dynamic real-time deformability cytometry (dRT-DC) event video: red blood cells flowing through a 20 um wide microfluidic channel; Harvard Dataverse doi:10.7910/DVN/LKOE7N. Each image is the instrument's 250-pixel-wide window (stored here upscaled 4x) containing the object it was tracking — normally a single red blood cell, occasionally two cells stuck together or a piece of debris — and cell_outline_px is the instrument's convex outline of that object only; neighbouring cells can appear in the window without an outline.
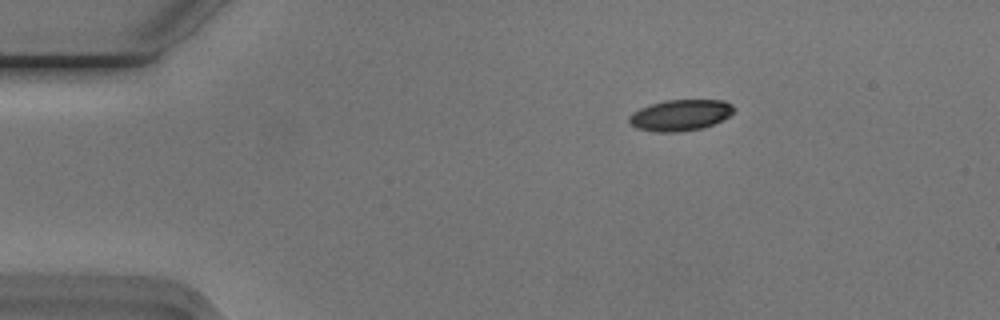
{"species": "Egyptian fruit bat (a non-hibernating species)", "species_latin": "Rousettus aegyptiacus", "temperature_condition": "cold", "stored_images_in_passage": 48, "camera_frame_rate_fps": 3000, "um_per_image_px": 0.085, "animal": {"sex": "male"}, "frame": {"image": 1, "passage_image": 2, "time_ms": 0.333, "image_size_px": [1000, 320], "cell_outline_px": [[736, 108], [728, 116], [704, 128], [680, 132], [656, 132], [636, 128], [628, 120], [628, 116], [632, 112], [640, 108], [664, 100], [724, 100], [732, 104]], "centroid_in_image_um": [57.82, 9.79], "position_along_channel_um": 27.2, "area_um2": 19.02}}
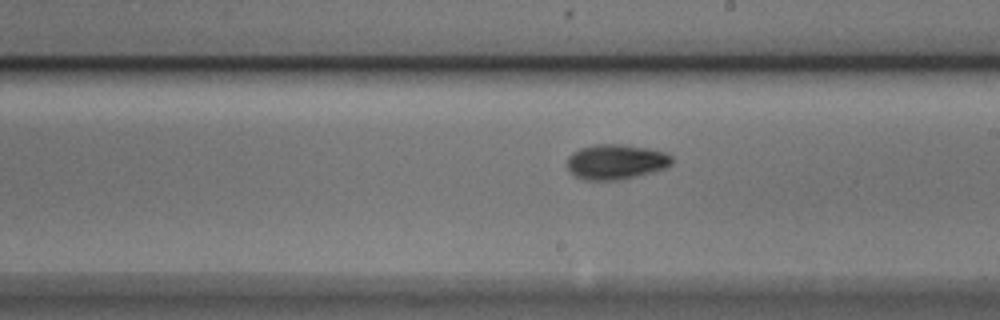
{"frame": {"image": 2, "passage_image": 24, "time_ms": 7.667, "image_size_px": [1000, 320], "cell_outline_px": [[672, 164], [664, 168], [652, 172], [620, 180], [584, 180], [576, 176], [568, 168], [568, 156], [572, 152], [580, 148], [596, 144], [624, 144], [648, 148], [668, 152], [672, 156]], "centroid_in_image_um": [52.38, 13.74], "position_along_channel_um": 236.6, "area_um2": 21.5}}
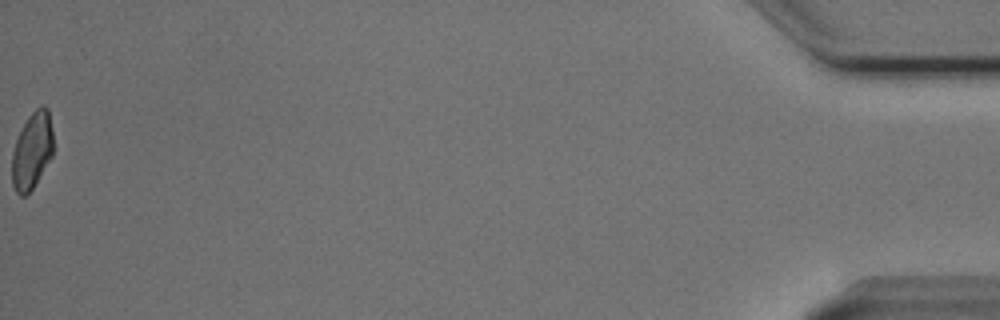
{"frame": {"image": 3, "passage_image": 48, "time_ms": 15.667, "image_size_px": [1000, 320], "cell_outline_px": [[52, 156], [32, 188], [24, 196], [20, 196], [16, 192], [12, 184], [12, 152], [16, 140], [28, 116], [40, 104], [44, 104], [48, 108], [52, 132]], "centroid_in_image_um": [2.71, 12.78], "position_along_channel_um": 432.5, "area_um2": 18.26}, "authors_computed_cell_mechanics": {"area_um2": 19.7387, "velocity_mm_per_s": 3.7409, "shape_relaxation_time_tau1_ms": 4.3886, "shape_relaxation_time_tau2_ms": 3.2705, "deformation_change_tau1": 0.1368, "deformation_change_tau2": 0.0714}}